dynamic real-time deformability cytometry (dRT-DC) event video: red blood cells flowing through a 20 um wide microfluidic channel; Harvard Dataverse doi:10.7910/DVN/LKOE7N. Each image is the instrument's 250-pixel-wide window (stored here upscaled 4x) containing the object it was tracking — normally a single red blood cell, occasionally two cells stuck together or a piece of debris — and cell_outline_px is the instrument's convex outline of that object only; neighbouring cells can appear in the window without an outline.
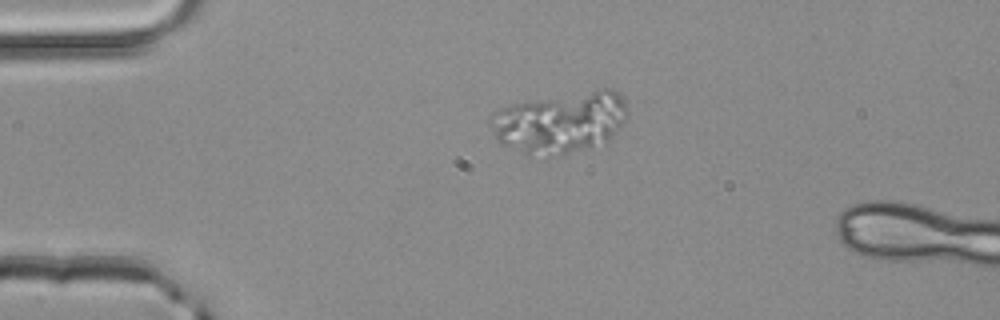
{"species": "common noctule bat (a hibernating species)", "species_latin": "Nyctalus noctula", "temperature_condition": "room temperature", "stored_images_in_passage": 4, "camera_frame_rate_fps": 3000, "um_per_image_px": 0.085, "animal": {"sex": "male", "body_mass_g": 20.4}, "frame": {"image": 1, "passage_image": 3, "time_ms": 0.667, "image_size_px": [1000, 320], "cell_outline_px": [[628, 116], [608, 140], [568, 152], [548, 156], [524, 156], [500, 144], [496, 140], [488, 124], [488, 116], [500, 108], [524, 100], [604, 88], [612, 88], [620, 92], [624, 96], [628, 112]], "centroid_in_image_um": [47.53, 10.37], "position_along_channel_um": 37.5, "area_um2": 49.65}}